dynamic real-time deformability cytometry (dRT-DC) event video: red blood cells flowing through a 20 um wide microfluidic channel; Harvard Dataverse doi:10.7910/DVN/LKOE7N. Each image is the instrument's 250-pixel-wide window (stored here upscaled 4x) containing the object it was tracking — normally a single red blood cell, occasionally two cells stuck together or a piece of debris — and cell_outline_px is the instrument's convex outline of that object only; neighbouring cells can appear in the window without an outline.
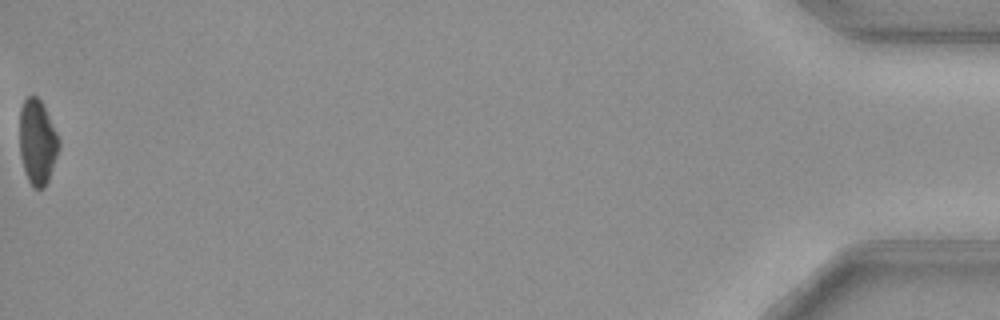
{"species": "common noctule bat (a hibernating species)", "species_latin": "Nyctalus noctula", "temperature_condition": "cold", "stored_images_in_passage": 55, "camera_frame_rate_fps": 3000, "um_per_image_px": 0.085, "animal": {"sex": "female", "body_mass_g": 29.2, "forearm_length_mm": 56.3}, "frame": {"image": 1, "passage_image": 55, "time_ms": 18.0, "image_size_px": [1000, 320], "cell_outline_px": [[60, 144], [48, 180], [44, 188], [32, 188], [24, 172], [20, 156], [20, 108], [24, 100], [28, 96], [36, 96], [40, 100], [60, 140]], "centroid_in_image_um": [3.15, 12.1], "position_along_channel_um": 432.0, "area_um2": 19.25}, "authors_computed_cell_mechanics": {"area_um2": 20.519, "velocity_mm_per_s": 3.7228, "shape_relaxation_time_tau1_ms": 5.2997, "shape_relaxation_time_tau2_ms": null, "deformation_change_tau1": 0.1057, "deformation_change_tau2": null}}